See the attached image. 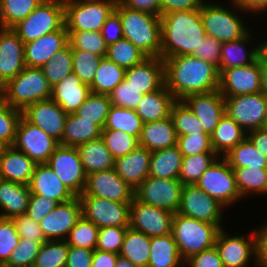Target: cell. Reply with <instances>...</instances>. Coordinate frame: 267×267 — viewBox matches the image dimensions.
<instances>
[{
    "instance_id": "obj_1",
    "label": "cell",
    "mask_w": 267,
    "mask_h": 267,
    "mask_svg": "<svg viewBox=\"0 0 267 267\" xmlns=\"http://www.w3.org/2000/svg\"><path fill=\"white\" fill-rule=\"evenodd\" d=\"M165 86L176 100L190 94L218 90V68L192 55L172 56L163 59Z\"/></svg>"
},
{
    "instance_id": "obj_2",
    "label": "cell",
    "mask_w": 267,
    "mask_h": 267,
    "mask_svg": "<svg viewBox=\"0 0 267 267\" xmlns=\"http://www.w3.org/2000/svg\"><path fill=\"white\" fill-rule=\"evenodd\" d=\"M206 36L200 9L161 15V58L192 55Z\"/></svg>"
},
{
    "instance_id": "obj_3",
    "label": "cell",
    "mask_w": 267,
    "mask_h": 267,
    "mask_svg": "<svg viewBox=\"0 0 267 267\" xmlns=\"http://www.w3.org/2000/svg\"><path fill=\"white\" fill-rule=\"evenodd\" d=\"M115 11L120 16L124 38L147 57H161V16L130 9L119 1Z\"/></svg>"
},
{
    "instance_id": "obj_4",
    "label": "cell",
    "mask_w": 267,
    "mask_h": 267,
    "mask_svg": "<svg viewBox=\"0 0 267 267\" xmlns=\"http://www.w3.org/2000/svg\"><path fill=\"white\" fill-rule=\"evenodd\" d=\"M51 88L41 68L26 66L1 86V96L12 108L23 111L35 102L49 100Z\"/></svg>"
},
{
    "instance_id": "obj_5",
    "label": "cell",
    "mask_w": 267,
    "mask_h": 267,
    "mask_svg": "<svg viewBox=\"0 0 267 267\" xmlns=\"http://www.w3.org/2000/svg\"><path fill=\"white\" fill-rule=\"evenodd\" d=\"M219 228L211 223L175 213L171 234L184 262L191 256L215 246Z\"/></svg>"
},
{
    "instance_id": "obj_6",
    "label": "cell",
    "mask_w": 267,
    "mask_h": 267,
    "mask_svg": "<svg viewBox=\"0 0 267 267\" xmlns=\"http://www.w3.org/2000/svg\"><path fill=\"white\" fill-rule=\"evenodd\" d=\"M231 2L230 8L233 10L235 8L236 11L209 2H204L200 7V17L206 35L214 37L221 43L239 40L250 31L238 13H235L242 10L233 1Z\"/></svg>"
},
{
    "instance_id": "obj_7",
    "label": "cell",
    "mask_w": 267,
    "mask_h": 267,
    "mask_svg": "<svg viewBox=\"0 0 267 267\" xmlns=\"http://www.w3.org/2000/svg\"><path fill=\"white\" fill-rule=\"evenodd\" d=\"M118 0H64L67 31L100 32Z\"/></svg>"
},
{
    "instance_id": "obj_8",
    "label": "cell",
    "mask_w": 267,
    "mask_h": 267,
    "mask_svg": "<svg viewBox=\"0 0 267 267\" xmlns=\"http://www.w3.org/2000/svg\"><path fill=\"white\" fill-rule=\"evenodd\" d=\"M64 25V0H44L12 30L25 44L60 30Z\"/></svg>"
},
{
    "instance_id": "obj_9",
    "label": "cell",
    "mask_w": 267,
    "mask_h": 267,
    "mask_svg": "<svg viewBox=\"0 0 267 267\" xmlns=\"http://www.w3.org/2000/svg\"><path fill=\"white\" fill-rule=\"evenodd\" d=\"M219 157L202 174L196 185L223 206L235 204L241 195L238 190L234 170L224 157Z\"/></svg>"
},
{
    "instance_id": "obj_10",
    "label": "cell",
    "mask_w": 267,
    "mask_h": 267,
    "mask_svg": "<svg viewBox=\"0 0 267 267\" xmlns=\"http://www.w3.org/2000/svg\"><path fill=\"white\" fill-rule=\"evenodd\" d=\"M224 100L225 113L246 133L266 126L267 97L262 92L224 97Z\"/></svg>"
},
{
    "instance_id": "obj_11",
    "label": "cell",
    "mask_w": 267,
    "mask_h": 267,
    "mask_svg": "<svg viewBox=\"0 0 267 267\" xmlns=\"http://www.w3.org/2000/svg\"><path fill=\"white\" fill-rule=\"evenodd\" d=\"M82 216L102 227H129L131 202H116L102 197L79 195Z\"/></svg>"
},
{
    "instance_id": "obj_12",
    "label": "cell",
    "mask_w": 267,
    "mask_h": 267,
    "mask_svg": "<svg viewBox=\"0 0 267 267\" xmlns=\"http://www.w3.org/2000/svg\"><path fill=\"white\" fill-rule=\"evenodd\" d=\"M183 184L179 179H161L148 176L134 191V197L142 203L168 210H179Z\"/></svg>"
},
{
    "instance_id": "obj_13",
    "label": "cell",
    "mask_w": 267,
    "mask_h": 267,
    "mask_svg": "<svg viewBox=\"0 0 267 267\" xmlns=\"http://www.w3.org/2000/svg\"><path fill=\"white\" fill-rule=\"evenodd\" d=\"M46 164L76 196L84 191L87 174L77 147L58 145Z\"/></svg>"
},
{
    "instance_id": "obj_14",
    "label": "cell",
    "mask_w": 267,
    "mask_h": 267,
    "mask_svg": "<svg viewBox=\"0 0 267 267\" xmlns=\"http://www.w3.org/2000/svg\"><path fill=\"white\" fill-rule=\"evenodd\" d=\"M250 233V239H246V235L229 236L223 228L219 230L215 246L224 267H248L252 255L255 257L252 262L258 265L257 229Z\"/></svg>"
},
{
    "instance_id": "obj_15",
    "label": "cell",
    "mask_w": 267,
    "mask_h": 267,
    "mask_svg": "<svg viewBox=\"0 0 267 267\" xmlns=\"http://www.w3.org/2000/svg\"><path fill=\"white\" fill-rule=\"evenodd\" d=\"M223 206L196 184L183 185L178 214L216 225L222 229ZM221 223V224H220Z\"/></svg>"
},
{
    "instance_id": "obj_16",
    "label": "cell",
    "mask_w": 267,
    "mask_h": 267,
    "mask_svg": "<svg viewBox=\"0 0 267 267\" xmlns=\"http://www.w3.org/2000/svg\"><path fill=\"white\" fill-rule=\"evenodd\" d=\"M58 142L23 116L16 128L13 147L25 153L36 164L47 163Z\"/></svg>"
},
{
    "instance_id": "obj_17",
    "label": "cell",
    "mask_w": 267,
    "mask_h": 267,
    "mask_svg": "<svg viewBox=\"0 0 267 267\" xmlns=\"http://www.w3.org/2000/svg\"><path fill=\"white\" fill-rule=\"evenodd\" d=\"M218 90L223 97L259 93L261 91L262 71L260 60L251 65L218 69Z\"/></svg>"
},
{
    "instance_id": "obj_18",
    "label": "cell",
    "mask_w": 267,
    "mask_h": 267,
    "mask_svg": "<svg viewBox=\"0 0 267 267\" xmlns=\"http://www.w3.org/2000/svg\"><path fill=\"white\" fill-rule=\"evenodd\" d=\"M173 216L168 210L142 203L134 197L129 227L148 237L164 236L171 233Z\"/></svg>"
},
{
    "instance_id": "obj_19",
    "label": "cell",
    "mask_w": 267,
    "mask_h": 267,
    "mask_svg": "<svg viewBox=\"0 0 267 267\" xmlns=\"http://www.w3.org/2000/svg\"><path fill=\"white\" fill-rule=\"evenodd\" d=\"M134 189L114 169L87 175L84 191L80 195L102 197L116 202H132Z\"/></svg>"
},
{
    "instance_id": "obj_20",
    "label": "cell",
    "mask_w": 267,
    "mask_h": 267,
    "mask_svg": "<svg viewBox=\"0 0 267 267\" xmlns=\"http://www.w3.org/2000/svg\"><path fill=\"white\" fill-rule=\"evenodd\" d=\"M82 216L79 197L59 203L54 210L45 215L39 222L42 233L47 241L66 240L70 230Z\"/></svg>"
},
{
    "instance_id": "obj_21",
    "label": "cell",
    "mask_w": 267,
    "mask_h": 267,
    "mask_svg": "<svg viewBox=\"0 0 267 267\" xmlns=\"http://www.w3.org/2000/svg\"><path fill=\"white\" fill-rule=\"evenodd\" d=\"M22 116L58 143L61 141L68 114L55 101L35 102L22 111Z\"/></svg>"
},
{
    "instance_id": "obj_22",
    "label": "cell",
    "mask_w": 267,
    "mask_h": 267,
    "mask_svg": "<svg viewBox=\"0 0 267 267\" xmlns=\"http://www.w3.org/2000/svg\"><path fill=\"white\" fill-rule=\"evenodd\" d=\"M25 67L23 41L12 28H0V87Z\"/></svg>"
},
{
    "instance_id": "obj_23",
    "label": "cell",
    "mask_w": 267,
    "mask_h": 267,
    "mask_svg": "<svg viewBox=\"0 0 267 267\" xmlns=\"http://www.w3.org/2000/svg\"><path fill=\"white\" fill-rule=\"evenodd\" d=\"M183 101L201 122L204 132L211 135L225 114V100L219 90L190 94Z\"/></svg>"
},
{
    "instance_id": "obj_24",
    "label": "cell",
    "mask_w": 267,
    "mask_h": 267,
    "mask_svg": "<svg viewBox=\"0 0 267 267\" xmlns=\"http://www.w3.org/2000/svg\"><path fill=\"white\" fill-rule=\"evenodd\" d=\"M124 80L142 94L151 93L165 84L164 61L161 57H147L126 69Z\"/></svg>"
},
{
    "instance_id": "obj_25",
    "label": "cell",
    "mask_w": 267,
    "mask_h": 267,
    "mask_svg": "<svg viewBox=\"0 0 267 267\" xmlns=\"http://www.w3.org/2000/svg\"><path fill=\"white\" fill-rule=\"evenodd\" d=\"M69 44L65 25L57 31L24 44V61L27 67L41 68L58 51Z\"/></svg>"
},
{
    "instance_id": "obj_26",
    "label": "cell",
    "mask_w": 267,
    "mask_h": 267,
    "mask_svg": "<svg viewBox=\"0 0 267 267\" xmlns=\"http://www.w3.org/2000/svg\"><path fill=\"white\" fill-rule=\"evenodd\" d=\"M28 186L31 194L46 196L47 199H53L58 203L76 197L46 163L36 164Z\"/></svg>"
},
{
    "instance_id": "obj_27",
    "label": "cell",
    "mask_w": 267,
    "mask_h": 267,
    "mask_svg": "<svg viewBox=\"0 0 267 267\" xmlns=\"http://www.w3.org/2000/svg\"><path fill=\"white\" fill-rule=\"evenodd\" d=\"M151 153L138 146L127 155L114 159L113 169L135 190L149 176Z\"/></svg>"
},
{
    "instance_id": "obj_28",
    "label": "cell",
    "mask_w": 267,
    "mask_h": 267,
    "mask_svg": "<svg viewBox=\"0 0 267 267\" xmlns=\"http://www.w3.org/2000/svg\"><path fill=\"white\" fill-rule=\"evenodd\" d=\"M90 93V86L84 84L72 72L51 88L50 99L55 101L67 114H72L82 106Z\"/></svg>"
},
{
    "instance_id": "obj_29",
    "label": "cell",
    "mask_w": 267,
    "mask_h": 267,
    "mask_svg": "<svg viewBox=\"0 0 267 267\" xmlns=\"http://www.w3.org/2000/svg\"><path fill=\"white\" fill-rule=\"evenodd\" d=\"M36 163L13 146L3 148L0 156V173L3 180L28 185Z\"/></svg>"
},
{
    "instance_id": "obj_30",
    "label": "cell",
    "mask_w": 267,
    "mask_h": 267,
    "mask_svg": "<svg viewBox=\"0 0 267 267\" xmlns=\"http://www.w3.org/2000/svg\"><path fill=\"white\" fill-rule=\"evenodd\" d=\"M178 135L171 117L144 123L139 136V146L150 152L177 145Z\"/></svg>"
},
{
    "instance_id": "obj_31",
    "label": "cell",
    "mask_w": 267,
    "mask_h": 267,
    "mask_svg": "<svg viewBox=\"0 0 267 267\" xmlns=\"http://www.w3.org/2000/svg\"><path fill=\"white\" fill-rule=\"evenodd\" d=\"M176 101L165 84L158 90L143 94L135 111L144 123L170 117L173 103Z\"/></svg>"
},
{
    "instance_id": "obj_32",
    "label": "cell",
    "mask_w": 267,
    "mask_h": 267,
    "mask_svg": "<svg viewBox=\"0 0 267 267\" xmlns=\"http://www.w3.org/2000/svg\"><path fill=\"white\" fill-rule=\"evenodd\" d=\"M31 192L28 185L2 180L0 183V217L14 218L25 214Z\"/></svg>"
},
{
    "instance_id": "obj_33",
    "label": "cell",
    "mask_w": 267,
    "mask_h": 267,
    "mask_svg": "<svg viewBox=\"0 0 267 267\" xmlns=\"http://www.w3.org/2000/svg\"><path fill=\"white\" fill-rule=\"evenodd\" d=\"M253 36L248 32L239 40L225 42L221 48V62L218 69L233 68L239 66L251 65L258 60L260 55V43L252 49H246ZM252 38V39H251ZM247 45V46H246Z\"/></svg>"
},
{
    "instance_id": "obj_34",
    "label": "cell",
    "mask_w": 267,
    "mask_h": 267,
    "mask_svg": "<svg viewBox=\"0 0 267 267\" xmlns=\"http://www.w3.org/2000/svg\"><path fill=\"white\" fill-rule=\"evenodd\" d=\"M246 135L247 133L225 113L210 135L213 151L219 157H224L232 148L242 142Z\"/></svg>"
},
{
    "instance_id": "obj_35",
    "label": "cell",
    "mask_w": 267,
    "mask_h": 267,
    "mask_svg": "<svg viewBox=\"0 0 267 267\" xmlns=\"http://www.w3.org/2000/svg\"><path fill=\"white\" fill-rule=\"evenodd\" d=\"M184 263L171 233L150 237V256L147 267H181L185 266Z\"/></svg>"
},
{
    "instance_id": "obj_36",
    "label": "cell",
    "mask_w": 267,
    "mask_h": 267,
    "mask_svg": "<svg viewBox=\"0 0 267 267\" xmlns=\"http://www.w3.org/2000/svg\"><path fill=\"white\" fill-rule=\"evenodd\" d=\"M101 133L102 128L99 125L82 119L75 113L68 114L63 136L58 144L77 147L80 144L100 138Z\"/></svg>"
},
{
    "instance_id": "obj_37",
    "label": "cell",
    "mask_w": 267,
    "mask_h": 267,
    "mask_svg": "<svg viewBox=\"0 0 267 267\" xmlns=\"http://www.w3.org/2000/svg\"><path fill=\"white\" fill-rule=\"evenodd\" d=\"M81 162L87 175L113 169L114 158L100 137L77 146Z\"/></svg>"
},
{
    "instance_id": "obj_38",
    "label": "cell",
    "mask_w": 267,
    "mask_h": 267,
    "mask_svg": "<svg viewBox=\"0 0 267 267\" xmlns=\"http://www.w3.org/2000/svg\"><path fill=\"white\" fill-rule=\"evenodd\" d=\"M183 155L178 146L153 151L150 156L149 176L179 179Z\"/></svg>"
},
{
    "instance_id": "obj_39",
    "label": "cell",
    "mask_w": 267,
    "mask_h": 267,
    "mask_svg": "<svg viewBox=\"0 0 267 267\" xmlns=\"http://www.w3.org/2000/svg\"><path fill=\"white\" fill-rule=\"evenodd\" d=\"M119 255L131 261L136 267H147L150 256V237L129 227Z\"/></svg>"
},
{
    "instance_id": "obj_40",
    "label": "cell",
    "mask_w": 267,
    "mask_h": 267,
    "mask_svg": "<svg viewBox=\"0 0 267 267\" xmlns=\"http://www.w3.org/2000/svg\"><path fill=\"white\" fill-rule=\"evenodd\" d=\"M125 69L115 62L102 58L90 85L93 93L109 95L124 80Z\"/></svg>"
},
{
    "instance_id": "obj_41",
    "label": "cell",
    "mask_w": 267,
    "mask_h": 267,
    "mask_svg": "<svg viewBox=\"0 0 267 267\" xmlns=\"http://www.w3.org/2000/svg\"><path fill=\"white\" fill-rule=\"evenodd\" d=\"M224 158L228 161L231 168L250 167L267 169V157L256 149L247 137L232 148Z\"/></svg>"
},
{
    "instance_id": "obj_42",
    "label": "cell",
    "mask_w": 267,
    "mask_h": 267,
    "mask_svg": "<svg viewBox=\"0 0 267 267\" xmlns=\"http://www.w3.org/2000/svg\"><path fill=\"white\" fill-rule=\"evenodd\" d=\"M241 197L248 194L267 195V169L258 168H232Z\"/></svg>"
},
{
    "instance_id": "obj_43",
    "label": "cell",
    "mask_w": 267,
    "mask_h": 267,
    "mask_svg": "<svg viewBox=\"0 0 267 267\" xmlns=\"http://www.w3.org/2000/svg\"><path fill=\"white\" fill-rule=\"evenodd\" d=\"M143 122L134 109L111 106L103 129L120 130L139 139Z\"/></svg>"
},
{
    "instance_id": "obj_44",
    "label": "cell",
    "mask_w": 267,
    "mask_h": 267,
    "mask_svg": "<svg viewBox=\"0 0 267 267\" xmlns=\"http://www.w3.org/2000/svg\"><path fill=\"white\" fill-rule=\"evenodd\" d=\"M44 0H0V28H12Z\"/></svg>"
},
{
    "instance_id": "obj_45",
    "label": "cell",
    "mask_w": 267,
    "mask_h": 267,
    "mask_svg": "<svg viewBox=\"0 0 267 267\" xmlns=\"http://www.w3.org/2000/svg\"><path fill=\"white\" fill-rule=\"evenodd\" d=\"M111 106L108 95L91 92L75 114L82 119L92 121L103 129Z\"/></svg>"
},
{
    "instance_id": "obj_46",
    "label": "cell",
    "mask_w": 267,
    "mask_h": 267,
    "mask_svg": "<svg viewBox=\"0 0 267 267\" xmlns=\"http://www.w3.org/2000/svg\"><path fill=\"white\" fill-rule=\"evenodd\" d=\"M106 58L126 70L141 63L147 56L131 41L122 38L108 45Z\"/></svg>"
},
{
    "instance_id": "obj_47",
    "label": "cell",
    "mask_w": 267,
    "mask_h": 267,
    "mask_svg": "<svg viewBox=\"0 0 267 267\" xmlns=\"http://www.w3.org/2000/svg\"><path fill=\"white\" fill-rule=\"evenodd\" d=\"M170 117L178 136L206 134L201 122L183 100H176L173 103Z\"/></svg>"
},
{
    "instance_id": "obj_48",
    "label": "cell",
    "mask_w": 267,
    "mask_h": 267,
    "mask_svg": "<svg viewBox=\"0 0 267 267\" xmlns=\"http://www.w3.org/2000/svg\"><path fill=\"white\" fill-rule=\"evenodd\" d=\"M218 157L216 153H201L183 157L179 180L183 185L196 184Z\"/></svg>"
},
{
    "instance_id": "obj_49",
    "label": "cell",
    "mask_w": 267,
    "mask_h": 267,
    "mask_svg": "<svg viewBox=\"0 0 267 267\" xmlns=\"http://www.w3.org/2000/svg\"><path fill=\"white\" fill-rule=\"evenodd\" d=\"M72 48L66 47L56 52L45 65L41 67L43 74L51 87L61 82L62 79L73 71Z\"/></svg>"
},
{
    "instance_id": "obj_50",
    "label": "cell",
    "mask_w": 267,
    "mask_h": 267,
    "mask_svg": "<svg viewBox=\"0 0 267 267\" xmlns=\"http://www.w3.org/2000/svg\"><path fill=\"white\" fill-rule=\"evenodd\" d=\"M69 245L66 240L43 242L35 258L34 267H65Z\"/></svg>"
},
{
    "instance_id": "obj_51",
    "label": "cell",
    "mask_w": 267,
    "mask_h": 267,
    "mask_svg": "<svg viewBox=\"0 0 267 267\" xmlns=\"http://www.w3.org/2000/svg\"><path fill=\"white\" fill-rule=\"evenodd\" d=\"M68 41L72 49L85 50L106 57L108 45L101 32L68 31Z\"/></svg>"
},
{
    "instance_id": "obj_52",
    "label": "cell",
    "mask_w": 267,
    "mask_h": 267,
    "mask_svg": "<svg viewBox=\"0 0 267 267\" xmlns=\"http://www.w3.org/2000/svg\"><path fill=\"white\" fill-rule=\"evenodd\" d=\"M101 138L114 159L123 157L139 146V139L120 130L102 129Z\"/></svg>"
},
{
    "instance_id": "obj_53",
    "label": "cell",
    "mask_w": 267,
    "mask_h": 267,
    "mask_svg": "<svg viewBox=\"0 0 267 267\" xmlns=\"http://www.w3.org/2000/svg\"><path fill=\"white\" fill-rule=\"evenodd\" d=\"M99 228L83 216L70 230L66 239L69 246H76L95 250L98 241Z\"/></svg>"
},
{
    "instance_id": "obj_54",
    "label": "cell",
    "mask_w": 267,
    "mask_h": 267,
    "mask_svg": "<svg viewBox=\"0 0 267 267\" xmlns=\"http://www.w3.org/2000/svg\"><path fill=\"white\" fill-rule=\"evenodd\" d=\"M73 73L87 85H91L99 63L103 57L85 50L72 49Z\"/></svg>"
},
{
    "instance_id": "obj_55",
    "label": "cell",
    "mask_w": 267,
    "mask_h": 267,
    "mask_svg": "<svg viewBox=\"0 0 267 267\" xmlns=\"http://www.w3.org/2000/svg\"><path fill=\"white\" fill-rule=\"evenodd\" d=\"M21 116L22 111L12 108L0 95V143L5 147L13 145Z\"/></svg>"
},
{
    "instance_id": "obj_56",
    "label": "cell",
    "mask_w": 267,
    "mask_h": 267,
    "mask_svg": "<svg viewBox=\"0 0 267 267\" xmlns=\"http://www.w3.org/2000/svg\"><path fill=\"white\" fill-rule=\"evenodd\" d=\"M43 242L20 238L18 245L12 251L7 267H24L34 265L35 258Z\"/></svg>"
},
{
    "instance_id": "obj_57",
    "label": "cell",
    "mask_w": 267,
    "mask_h": 267,
    "mask_svg": "<svg viewBox=\"0 0 267 267\" xmlns=\"http://www.w3.org/2000/svg\"><path fill=\"white\" fill-rule=\"evenodd\" d=\"M20 236L13 219L0 217V265H5L18 245Z\"/></svg>"
},
{
    "instance_id": "obj_58",
    "label": "cell",
    "mask_w": 267,
    "mask_h": 267,
    "mask_svg": "<svg viewBox=\"0 0 267 267\" xmlns=\"http://www.w3.org/2000/svg\"><path fill=\"white\" fill-rule=\"evenodd\" d=\"M177 146L183 157L201 153H215L209 134H192L178 136Z\"/></svg>"
},
{
    "instance_id": "obj_59",
    "label": "cell",
    "mask_w": 267,
    "mask_h": 267,
    "mask_svg": "<svg viewBox=\"0 0 267 267\" xmlns=\"http://www.w3.org/2000/svg\"><path fill=\"white\" fill-rule=\"evenodd\" d=\"M108 96L112 106L135 110L143 94L123 80Z\"/></svg>"
},
{
    "instance_id": "obj_60",
    "label": "cell",
    "mask_w": 267,
    "mask_h": 267,
    "mask_svg": "<svg viewBox=\"0 0 267 267\" xmlns=\"http://www.w3.org/2000/svg\"><path fill=\"white\" fill-rule=\"evenodd\" d=\"M129 227H102L99 229L96 249L119 254Z\"/></svg>"
},
{
    "instance_id": "obj_61",
    "label": "cell",
    "mask_w": 267,
    "mask_h": 267,
    "mask_svg": "<svg viewBox=\"0 0 267 267\" xmlns=\"http://www.w3.org/2000/svg\"><path fill=\"white\" fill-rule=\"evenodd\" d=\"M222 44L223 43L216 40L214 37L206 35L204 39H202L199 48L194 51L192 56L201 58L219 68Z\"/></svg>"
},
{
    "instance_id": "obj_62",
    "label": "cell",
    "mask_w": 267,
    "mask_h": 267,
    "mask_svg": "<svg viewBox=\"0 0 267 267\" xmlns=\"http://www.w3.org/2000/svg\"><path fill=\"white\" fill-rule=\"evenodd\" d=\"M13 219L17 233L20 238H26L37 242H46L40 225L30 218L26 213L18 215Z\"/></svg>"
},
{
    "instance_id": "obj_63",
    "label": "cell",
    "mask_w": 267,
    "mask_h": 267,
    "mask_svg": "<svg viewBox=\"0 0 267 267\" xmlns=\"http://www.w3.org/2000/svg\"><path fill=\"white\" fill-rule=\"evenodd\" d=\"M59 203L46 196L31 194L26 214L35 222H40L42 218L56 208Z\"/></svg>"
},
{
    "instance_id": "obj_64",
    "label": "cell",
    "mask_w": 267,
    "mask_h": 267,
    "mask_svg": "<svg viewBox=\"0 0 267 267\" xmlns=\"http://www.w3.org/2000/svg\"><path fill=\"white\" fill-rule=\"evenodd\" d=\"M184 264L190 267H224L216 246L191 256Z\"/></svg>"
},
{
    "instance_id": "obj_65",
    "label": "cell",
    "mask_w": 267,
    "mask_h": 267,
    "mask_svg": "<svg viewBox=\"0 0 267 267\" xmlns=\"http://www.w3.org/2000/svg\"><path fill=\"white\" fill-rule=\"evenodd\" d=\"M100 32L107 45L124 38L120 16L115 10L106 19Z\"/></svg>"
},
{
    "instance_id": "obj_66",
    "label": "cell",
    "mask_w": 267,
    "mask_h": 267,
    "mask_svg": "<svg viewBox=\"0 0 267 267\" xmlns=\"http://www.w3.org/2000/svg\"><path fill=\"white\" fill-rule=\"evenodd\" d=\"M94 250L69 246L65 267H91Z\"/></svg>"
},
{
    "instance_id": "obj_67",
    "label": "cell",
    "mask_w": 267,
    "mask_h": 267,
    "mask_svg": "<svg viewBox=\"0 0 267 267\" xmlns=\"http://www.w3.org/2000/svg\"><path fill=\"white\" fill-rule=\"evenodd\" d=\"M204 0H160L161 15L174 11L200 9Z\"/></svg>"
},
{
    "instance_id": "obj_68",
    "label": "cell",
    "mask_w": 267,
    "mask_h": 267,
    "mask_svg": "<svg viewBox=\"0 0 267 267\" xmlns=\"http://www.w3.org/2000/svg\"><path fill=\"white\" fill-rule=\"evenodd\" d=\"M122 5L138 11L161 16L160 0H118Z\"/></svg>"
},
{
    "instance_id": "obj_69",
    "label": "cell",
    "mask_w": 267,
    "mask_h": 267,
    "mask_svg": "<svg viewBox=\"0 0 267 267\" xmlns=\"http://www.w3.org/2000/svg\"><path fill=\"white\" fill-rule=\"evenodd\" d=\"M246 137L252 142L253 146L267 157V128H259L247 132Z\"/></svg>"
},
{
    "instance_id": "obj_70",
    "label": "cell",
    "mask_w": 267,
    "mask_h": 267,
    "mask_svg": "<svg viewBox=\"0 0 267 267\" xmlns=\"http://www.w3.org/2000/svg\"><path fill=\"white\" fill-rule=\"evenodd\" d=\"M119 254L94 250L91 267H115Z\"/></svg>"
},
{
    "instance_id": "obj_71",
    "label": "cell",
    "mask_w": 267,
    "mask_h": 267,
    "mask_svg": "<svg viewBox=\"0 0 267 267\" xmlns=\"http://www.w3.org/2000/svg\"><path fill=\"white\" fill-rule=\"evenodd\" d=\"M243 12H252L260 14L267 11V0H231Z\"/></svg>"
},
{
    "instance_id": "obj_72",
    "label": "cell",
    "mask_w": 267,
    "mask_h": 267,
    "mask_svg": "<svg viewBox=\"0 0 267 267\" xmlns=\"http://www.w3.org/2000/svg\"><path fill=\"white\" fill-rule=\"evenodd\" d=\"M257 229L258 234V265L259 267H267V228Z\"/></svg>"
},
{
    "instance_id": "obj_73",
    "label": "cell",
    "mask_w": 267,
    "mask_h": 267,
    "mask_svg": "<svg viewBox=\"0 0 267 267\" xmlns=\"http://www.w3.org/2000/svg\"><path fill=\"white\" fill-rule=\"evenodd\" d=\"M262 71L261 91L267 97V59L260 53L259 58Z\"/></svg>"
},
{
    "instance_id": "obj_74",
    "label": "cell",
    "mask_w": 267,
    "mask_h": 267,
    "mask_svg": "<svg viewBox=\"0 0 267 267\" xmlns=\"http://www.w3.org/2000/svg\"><path fill=\"white\" fill-rule=\"evenodd\" d=\"M115 267H136V266L128 259H125L119 255Z\"/></svg>"
},
{
    "instance_id": "obj_75",
    "label": "cell",
    "mask_w": 267,
    "mask_h": 267,
    "mask_svg": "<svg viewBox=\"0 0 267 267\" xmlns=\"http://www.w3.org/2000/svg\"><path fill=\"white\" fill-rule=\"evenodd\" d=\"M260 53L267 59V40L260 43Z\"/></svg>"
},
{
    "instance_id": "obj_76",
    "label": "cell",
    "mask_w": 267,
    "mask_h": 267,
    "mask_svg": "<svg viewBox=\"0 0 267 267\" xmlns=\"http://www.w3.org/2000/svg\"><path fill=\"white\" fill-rule=\"evenodd\" d=\"M4 147H5V146H4L3 144L0 143V156H1V152H2V150H3Z\"/></svg>"
},
{
    "instance_id": "obj_77",
    "label": "cell",
    "mask_w": 267,
    "mask_h": 267,
    "mask_svg": "<svg viewBox=\"0 0 267 267\" xmlns=\"http://www.w3.org/2000/svg\"><path fill=\"white\" fill-rule=\"evenodd\" d=\"M2 180H3V179H2V176H1V173H0V183H1Z\"/></svg>"
}]
</instances>
